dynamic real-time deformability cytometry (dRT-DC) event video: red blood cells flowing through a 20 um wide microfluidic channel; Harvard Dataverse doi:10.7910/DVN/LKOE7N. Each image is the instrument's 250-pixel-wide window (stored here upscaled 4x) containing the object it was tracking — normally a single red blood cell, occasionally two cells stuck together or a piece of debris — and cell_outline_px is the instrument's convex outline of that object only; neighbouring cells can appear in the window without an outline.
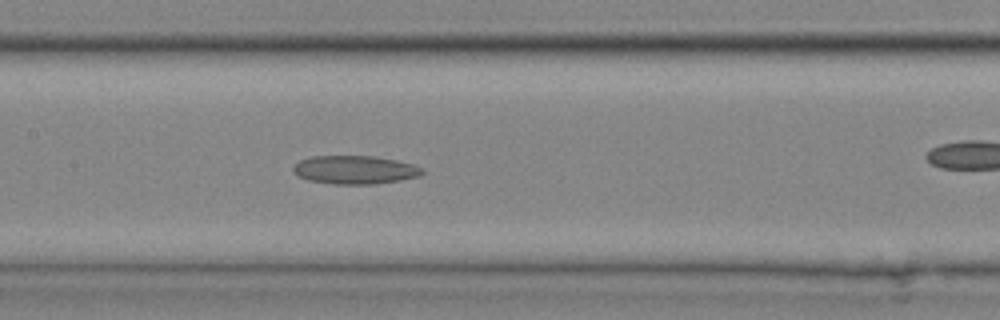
{"species": "common noctule bat (a hibernating species)", "species_latin": "Nyctalus noctula", "temperature_condition": "cold", "stored_images_in_passage": 13, "camera_frame_rate_fps": 3000, "um_per_image_px": 0.085, "animal": {"sex": "male", "body_mass_g": 20.4}, "frame": {"image": 1, "passage_image": 10, "time_ms": 3.0, "image_size_px": [1000, 320], "cell_outline_px": [[424, 172], [420, 176], [400, 180], [372, 184], [336, 184], [308, 180], [296, 176], [292, 172], [292, 168], [300, 160], [312, 156], [372, 156], [396, 160], [416, 164], [424, 168]], "centroid_in_image_um": [30.18, 14.43], "position_along_channel_um": 177.2, "area_um2": 21.5}}